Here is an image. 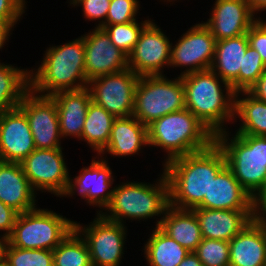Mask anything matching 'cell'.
<instances>
[{"label": "cell", "mask_w": 266, "mask_h": 266, "mask_svg": "<svg viewBox=\"0 0 266 266\" xmlns=\"http://www.w3.org/2000/svg\"><path fill=\"white\" fill-rule=\"evenodd\" d=\"M82 37L85 43V73L88 81L128 69V56L112 44L103 28L95 27Z\"/></svg>", "instance_id": "16"}, {"label": "cell", "mask_w": 266, "mask_h": 266, "mask_svg": "<svg viewBox=\"0 0 266 266\" xmlns=\"http://www.w3.org/2000/svg\"><path fill=\"white\" fill-rule=\"evenodd\" d=\"M223 131L215 136V143L223 151L226 165L253 198L266 180V136L231 135Z\"/></svg>", "instance_id": "6"}, {"label": "cell", "mask_w": 266, "mask_h": 266, "mask_svg": "<svg viewBox=\"0 0 266 266\" xmlns=\"http://www.w3.org/2000/svg\"><path fill=\"white\" fill-rule=\"evenodd\" d=\"M247 33L216 41L215 56L211 70L239 92V70L248 47Z\"/></svg>", "instance_id": "25"}, {"label": "cell", "mask_w": 266, "mask_h": 266, "mask_svg": "<svg viewBox=\"0 0 266 266\" xmlns=\"http://www.w3.org/2000/svg\"><path fill=\"white\" fill-rule=\"evenodd\" d=\"M4 266H53V250L24 249L8 243Z\"/></svg>", "instance_id": "33"}, {"label": "cell", "mask_w": 266, "mask_h": 266, "mask_svg": "<svg viewBox=\"0 0 266 266\" xmlns=\"http://www.w3.org/2000/svg\"><path fill=\"white\" fill-rule=\"evenodd\" d=\"M0 266L4 265L5 252L8 245V237L0 234Z\"/></svg>", "instance_id": "46"}, {"label": "cell", "mask_w": 266, "mask_h": 266, "mask_svg": "<svg viewBox=\"0 0 266 266\" xmlns=\"http://www.w3.org/2000/svg\"><path fill=\"white\" fill-rule=\"evenodd\" d=\"M229 266H265L266 233L254 218L229 241Z\"/></svg>", "instance_id": "22"}, {"label": "cell", "mask_w": 266, "mask_h": 266, "mask_svg": "<svg viewBox=\"0 0 266 266\" xmlns=\"http://www.w3.org/2000/svg\"><path fill=\"white\" fill-rule=\"evenodd\" d=\"M105 159V157L96 156L89 166L79 171L78 176L73 177L74 179L69 177L67 190L62 197H72L77 192L81 198L85 199V203L100 208L97 214H101L110 204L114 191L113 172L108 165V160Z\"/></svg>", "instance_id": "15"}, {"label": "cell", "mask_w": 266, "mask_h": 266, "mask_svg": "<svg viewBox=\"0 0 266 266\" xmlns=\"http://www.w3.org/2000/svg\"><path fill=\"white\" fill-rule=\"evenodd\" d=\"M53 266H92L86 241L75 229L53 250Z\"/></svg>", "instance_id": "31"}, {"label": "cell", "mask_w": 266, "mask_h": 266, "mask_svg": "<svg viewBox=\"0 0 266 266\" xmlns=\"http://www.w3.org/2000/svg\"><path fill=\"white\" fill-rule=\"evenodd\" d=\"M254 218L259 221L266 233V215H254Z\"/></svg>", "instance_id": "47"}, {"label": "cell", "mask_w": 266, "mask_h": 266, "mask_svg": "<svg viewBox=\"0 0 266 266\" xmlns=\"http://www.w3.org/2000/svg\"><path fill=\"white\" fill-rule=\"evenodd\" d=\"M140 76L131 69L102 75L88 82L92 101L116 118L133 115L135 89Z\"/></svg>", "instance_id": "11"}, {"label": "cell", "mask_w": 266, "mask_h": 266, "mask_svg": "<svg viewBox=\"0 0 266 266\" xmlns=\"http://www.w3.org/2000/svg\"><path fill=\"white\" fill-rule=\"evenodd\" d=\"M88 225L74 221V229L86 241L92 266H119L124 253L127 227L97 214Z\"/></svg>", "instance_id": "9"}, {"label": "cell", "mask_w": 266, "mask_h": 266, "mask_svg": "<svg viewBox=\"0 0 266 266\" xmlns=\"http://www.w3.org/2000/svg\"><path fill=\"white\" fill-rule=\"evenodd\" d=\"M16 24H9L6 22H0V49L4 47L6 41L9 40V36L12 34V28Z\"/></svg>", "instance_id": "43"}, {"label": "cell", "mask_w": 266, "mask_h": 266, "mask_svg": "<svg viewBox=\"0 0 266 266\" xmlns=\"http://www.w3.org/2000/svg\"><path fill=\"white\" fill-rule=\"evenodd\" d=\"M181 77L185 89V108L214 136L228 130L225 124L229 121L234 122L232 120L236 93L231 85L211 69L188 73Z\"/></svg>", "instance_id": "2"}, {"label": "cell", "mask_w": 266, "mask_h": 266, "mask_svg": "<svg viewBox=\"0 0 266 266\" xmlns=\"http://www.w3.org/2000/svg\"><path fill=\"white\" fill-rule=\"evenodd\" d=\"M251 11L257 16L258 12L266 10V0H245Z\"/></svg>", "instance_id": "45"}, {"label": "cell", "mask_w": 266, "mask_h": 266, "mask_svg": "<svg viewBox=\"0 0 266 266\" xmlns=\"http://www.w3.org/2000/svg\"><path fill=\"white\" fill-rule=\"evenodd\" d=\"M250 94L266 102V70L248 90Z\"/></svg>", "instance_id": "42"}, {"label": "cell", "mask_w": 266, "mask_h": 266, "mask_svg": "<svg viewBox=\"0 0 266 266\" xmlns=\"http://www.w3.org/2000/svg\"><path fill=\"white\" fill-rule=\"evenodd\" d=\"M37 192L17 162L0 161V201L19 214L37 207Z\"/></svg>", "instance_id": "21"}, {"label": "cell", "mask_w": 266, "mask_h": 266, "mask_svg": "<svg viewBox=\"0 0 266 266\" xmlns=\"http://www.w3.org/2000/svg\"><path fill=\"white\" fill-rule=\"evenodd\" d=\"M178 266H203V265L194 252H189L188 255L181 261V263Z\"/></svg>", "instance_id": "44"}, {"label": "cell", "mask_w": 266, "mask_h": 266, "mask_svg": "<svg viewBox=\"0 0 266 266\" xmlns=\"http://www.w3.org/2000/svg\"><path fill=\"white\" fill-rule=\"evenodd\" d=\"M25 0H0V22L17 24L25 13Z\"/></svg>", "instance_id": "39"}, {"label": "cell", "mask_w": 266, "mask_h": 266, "mask_svg": "<svg viewBox=\"0 0 266 266\" xmlns=\"http://www.w3.org/2000/svg\"><path fill=\"white\" fill-rule=\"evenodd\" d=\"M198 219L202 237L230 241L254 219V210L192 209Z\"/></svg>", "instance_id": "20"}, {"label": "cell", "mask_w": 266, "mask_h": 266, "mask_svg": "<svg viewBox=\"0 0 266 266\" xmlns=\"http://www.w3.org/2000/svg\"><path fill=\"white\" fill-rule=\"evenodd\" d=\"M149 147L167 152L164 163L209 148L215 136L188 109L169 113L147 126Z\"/></svg>", "instance_id": "5"}, {"label": "cell", "mask_w": 266, "mask_h": 266, "mask_svg": "<svg viewBox=\"0 0 266 266\" xmlns=\"http://www.w3.org/2000/svg\"><path fill=\"white\" fill-rule=\"evenodd\" d=\"M216 40L204 23H196L171 45L169 66L186 67L179 76L211 69L215 56Z\"/></svg>", "instance_id": "12"}, {"label": "cell", "mask_w": 266, "mask_h": 266, "mask_svg": "<svg viewBox=\"0 0 266 266\" xmlns=\"http://www.w3.org/2000/svg\"><path fill=\"white\" fill-rule=\"evenodd\" d=\"M249 46L254 48L266 65V21L261 17L251 25L247 32Z\"/></svg>", "instance_id": "38"}, {"label": "cell", "mask_w": 266, "mask_h": 266, "mask_svg": "<svg viewBox=\"0 0 266 266\" xmlns=\"http://www.w3.org/2000/svg\"><path fill=\"white\" fill-rule=\"evenodd\" d=\"M173 2V1H177V0H164V2Z\"/></svg>", "instance_id": "49"}, {"label": "cell", "mask_w": 266, "mask_h": 266, "mask_svg": "<svg viewBox=\"0 0 266 266\" xmlns=\"http://www.w3.org/2000/svg\"><path fill=\"white\" fill-rule=\"evenodd\" d=\"M110 2L111 0H79L72 6H81L84 18L89 21L97 20L96 27L100 28L106 22Z\"/></svg>", "instance_id": "37"}, {"label": "cell", "mask_w": 266, "mask_h": 266, "mask_svg": "<svg viewBox=\"0 0 266 266\" xmlns=\"http://www.w3.org/2000/svg\"><path fill=\"white\" fill-rule=\"evenodd\" d=\"M116 117L103 107L90 102L82 130L81 141L87 142L99 154L109 143L111 129Z\"/></svg>", "instance_id": "30"}, {"label": "cell", "mask_w": 266, "mask_h": 266, "mask_svg": "<svg viewBox=\"0 0 266 266\" xmlns=\"http://www.w3.org/2000/svg\"><path fill=\"white\" fill-rule=\"evenodd\" d=\"M73 229L74 221L36 207L18 214L8 243L24 249L54 250Z\"/></svg>", "instance_id": "7"}, {"label": "cell", "mask_w": 266, "mask_h": 266, "mask_svg": "<svg viewBox=\"0 0 266 266\" xmlns=\"http://www.w3.org/2000/svg\"><path fill=\"white\" fill-rule=\"evenodd\" d=\"M18 214L16 210L0 201V231H5L4 236L11 235Z\"/></svg>", "instance_id": "40"}, {"label": "cell", "mask_w": 266, "mask_h": 266, "mask_svg": "<svg viewBox=\"0 0 266 266\" xmlns=\"http://www.w3.org/2000/svg\"><path fill=\"white\" fill-rule=\"evenodd\" d=\"M236 118L241 121L236 134L266 136V102L248 91L235 93L234 122H237Z\"/></svg>", "instance_id": "27"}, {"label": "cell", "mask_w": 266, "mask_h": 266, "mask_svg": "<svg viewBox=\"0 0 266 266\" xmlns=\"http://www.w3.org/2000/svg\"><path fill=\"white\" fill-rule=\"evenodd\" d=\"M62 149L36 148L20 162L35 191L50 192L60 198L66 192L71 175Z\"/></svg>", "instance_id": "10"}, {"label": "cell", "mask_w": 266, "mask_h": 266, "mask_svg": "<svg viewBox=\"0 0 266 266\" xmlns=\"http://www.w3.org/2000/svg\"><path fill=\"white\" fill-rule=\"evenodd\" d=\"M159 227L190 252H194L203 239L198 219L190 209L169 205Z\"/></svg>", "instance_id": "26"}, {"label": "cell", "mask_w": 266, "mask_h": 266, "mask_svg": "<svg viewBox=\"0 0 266 266\" xmlns=\"http://www.w3.org/2000/svg\"><path fill=\"white\" fill-rule=\"evenodd\" d=\"M148 145L147 126L143 125L136 117H119L114 120L109 143L98 154L103 157L104 154L115 156H133L140 153L141 147Z\"/></svg>", "instance_id": "24"}, {"label": "cell", "mask_w": 266, "mask_h": 266, "mask_svg": "<svg viewBox=\"0 0 266 266\" xmlns=\"http://www.w3.org/2000/svg\"><path fill=\"white\" fill-rule=\"evenodd\" d=\"M151 21L138 22V20L129 23H119L113 25H103V28L109 35L112 44L124 52L127 56L135 47L143 28Z\"/></svg>", "instance_id": "32"}, {"label": "cell", "mask_w": 266, "mask_h": 266, "mask_svg": "<svg viewBox=\"0 0 266 266\" xmlns=\"http://www.w3.org/2000/svg\"><path fill=\"white\" fill-rule=\"evenodd\" d=\"M164 75L140 76L134 99L133 116L143 125L169 113L185 109V89L182 77L169 79Z\"/></svg>", "instance_id": "8"}, {"label": "cell", "mask_w": 266, "mask_h": 266, "mask_svg": "<svg viewBox=\"0 0 266 266\" xmlns=\"http://www.w3.org/2000/svg\"><path fill=\"white\" fill-rule=\"evenodd\" d=\"M18 107L28 119L37 149L62 148L58 111L51 96L40 95L29 89Z\"/></svg>", "instance_id": "13"}, {"label": "cell", "mask_w": 266, "mask_h": 266, "mask_svg": "<svg viewBox=\"0 0 266 266\" xmlns=\"http://www.w3.org/2000/svg\"><path fill=\"white\" fill-rule=\"evenodd\" d=\"M79 0H70V2H69V4H70V6L73 4H76L77 2H78Z\"/></svg>", "instance_id": "48"}, {"label": "cell", "mask_w": 266, "mask_h": 266, "mask_svg": "<svg viewBox=\"0 0 266 266\" xmlns=\"http://www.w3.org/2000/svg\"><path fill=\"white\" fill-rule=\"evenodd\" d=\"M194 253L203 266H229V241L203 238Z\"/></svg>", "instance_id": "34"}, {"label": "cell", "mask_w": 266, "mask_h": 266, "mask_svg": "<svg viewBox=\"0 0 266 266\" xmlns=\"http://www.w3.org/2000/svg\"><path fill=\"white\" fill-rule=\"evenodd\" d=\"M140 8L138 0H111L104 25L136 21Z\"/></svg>", "instance_id": "36"}, {"label": "cell", "mask_w": 266, "mask_h": 266, "mask_svg": "<svg viewBox=\"0 0 266 266\" xmlns=\"http://www.w3.org/2000/svg\"><path fill=\"white\" fill-rule=\"evenodd\" d=\"M155 184L145 182H122L114 187L112 200L101 215L110 221L125 225L126 220L144 221L154 216L160 217L156 227L160 226L169 206V185L162 174ZM163 215V216H162ZM126 219V220H125ZM144 219V220H143Z\"/></svg>", "instance_id": "4"}, {"label": "cell", "mask_w": 266, "mask_h": 266, "mask_svg": "<svg viewBox=\"0 0 266 266\" xmlns=\"http://www.w3.org/2000/svg\"><path fill=\"white\" fill-rule=\"evenodd\" d=\"M0 62V113L16 108L30 89L29 71Z\"/></svg>", "instance_id": "29"}, {"label": "cell", "mask_w": 266, "mask_h": 266, "mask_svg": "<svg viewBox=\"0 0 266 266\" xmlns=\"http://www.w3.org/2000/svg\"><path fill=\"white\" fill-rule=\"evenodd\" d=\"M197 208L222 210H254L253 198L225 165L212 180L208 196Z\"/></svg>", "instance_id": "19"}, {"label": "cell", "mask_w": 266, "mask_h": 266, "mask_svg": "<svg viewBox=\"0 0 266 266\" xmlns=\"http://www.w3.org/2000/svg\"><path fill=\"white\" fill-rule=\"evenodd\" d=\"M254 215H266V180L260 191L253 197Z\"/></svg>", "instance_id": "41"}, {"label": "cell", "mask_w": 266, "mask_h": 266, "mask_svg": "<svg viewBox=\"0 0 266 266\" xmlns=\"http://www.w3.org/2000/svg\"><path fill=\"white\" fill-rule=\"evenodd\" d=\"M147 240L143 250L149 266H178L190 252L159 226Z\"/></svg>", "instance_id": "28"}, {"label": "cell", "mask_w": 266, "mask_h": 266, "mask_svg": "<svg viewBox=\"0 0 266 266\" xmlns=\"http://www.w3.org/2000/svg\"><path fill=\"white\" fill-rule=\"evenodd\" d=\"M163 165L169 185V205L179 209H194L208 196L209 187L226 158L214 142L209 148L180 156Z\"/></svg>", "instance_id": "1"}, {"label": "cell", "mask_w": 266, "mask_h": 266, "mask_svg": "<svg viewBox=\"0 0 266 266\" xmlns=\"http://www.w3.org/2000/svg\"><path fill=\"white\" fill-rule=\"evenodd\" d=\"M151 20L128 55V68L138 76L163 75L171 57L170 38Z\"/></svg>", "instance_id": "14"}, {"label": "cell", "mask_w": 266, "mask_h": 266, "mask_svg": "<svg viewBox=\"0 0 266 266\" xmlns=\"http://www.w3.org/2000/svg\"><path fill=\"white\" fill-rule=\"evenodd\" d=\"M265 70L260 54L248 45L239 70V92L248 91Z\"/></svg>", "instance_id": "35"}, {"label": "cell", "mask_w": 266, "mask_h": 266, "mask_svg": "<svg viewBox=\"0 0 266 266\" xmlns=\"http://www.w3.org/2000/svg\"><path fill=\"white\" fill-rule=\"evenodd\" d=\"M34 149L25 113L19 107L0 113V161L20 163Z\"/></svg>", "instance_id": "17"}, {"label": "cell", "mask_w": 266, "mask_h": 266, "mask_svg": "<svg viewBox=\"0 0 266 266\" xmlns=\"http://www.w3.org/2000/svg\"><path fill=\"white\" fill-rule=\"evenodd\" d=\"M29 77L30 89L44 96L87 88L89 81L85 73V43L82 35L63 45L47 48L41 65L31 69Z\"/></svg>", "instance_id": "3"}, {"label": "cell", "mask_w": 266, "mask_h": 266, "mask_svg": "<svg viewBox=\"0 0 266 266\" xmlns=\"http://www.w3.org/2000/svg\"><path fill=\"white\" fill-rule=\"evenodd\" d=\"M58 111L60 134L62 138L81 140L82 130L87 115V108L92 101L88 88L76 91H60L51 96Z\"/></svg>", "instance_id": "23"}, {"label": "cell", "mask_w": 266, "mask_h": 266, "mask_svg": "<svg viewBox=\"0 0 266 266\" xmlns=\"http://www.w3.org/2000/svg\"><path fill=\"white\" fill-rule=\"evenodd\" d=\"M257 19L245 0H215L210 18L203 23L220 41L246 34Z\"/></svg>", "instance_id": "18"}]
</instances>
